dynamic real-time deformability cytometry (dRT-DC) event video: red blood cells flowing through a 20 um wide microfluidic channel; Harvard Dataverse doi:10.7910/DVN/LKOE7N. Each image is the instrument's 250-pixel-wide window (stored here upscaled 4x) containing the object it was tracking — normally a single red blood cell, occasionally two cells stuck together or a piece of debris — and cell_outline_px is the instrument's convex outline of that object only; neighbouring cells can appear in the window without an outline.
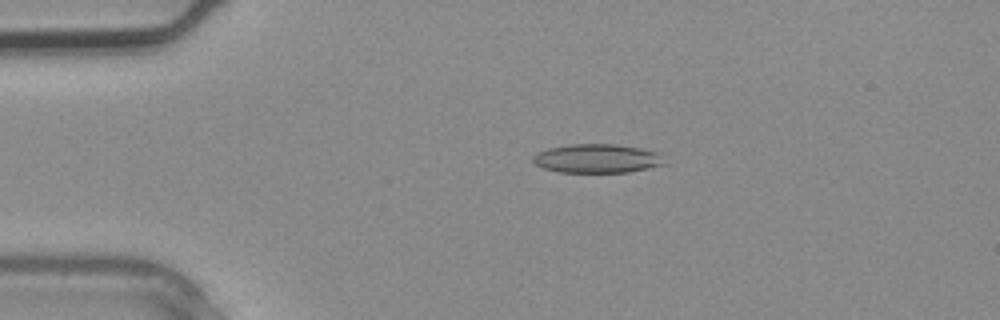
{"species": "common noctule bat (a hibernating species)", "species_latin": "Nyctalus noctula", "temperature_condition": "warm", "stored_images_in_passage": 1, "camera_frame_rate_fps": 3000, "um_per_image_px": 0.085, "animal": {"sex": "male", "body_mass_g": 20.4}, "frame": {"image": 1, "passage_image": 1, "time_ms": 0.0, "image_size_px": [1000, 320], "cell_outline_px": [[668, 164], [628, 172], [556, 172], [544, 168], [536, 164], [532, 160], [532, 156], [548, 148], [572, 144], [616, 144], [640, 148], [660, 152]], "centroid_in_image_um": [50.81, 13.47], "position_along_channel_um": 34.2, "area_um2": 22.25}}